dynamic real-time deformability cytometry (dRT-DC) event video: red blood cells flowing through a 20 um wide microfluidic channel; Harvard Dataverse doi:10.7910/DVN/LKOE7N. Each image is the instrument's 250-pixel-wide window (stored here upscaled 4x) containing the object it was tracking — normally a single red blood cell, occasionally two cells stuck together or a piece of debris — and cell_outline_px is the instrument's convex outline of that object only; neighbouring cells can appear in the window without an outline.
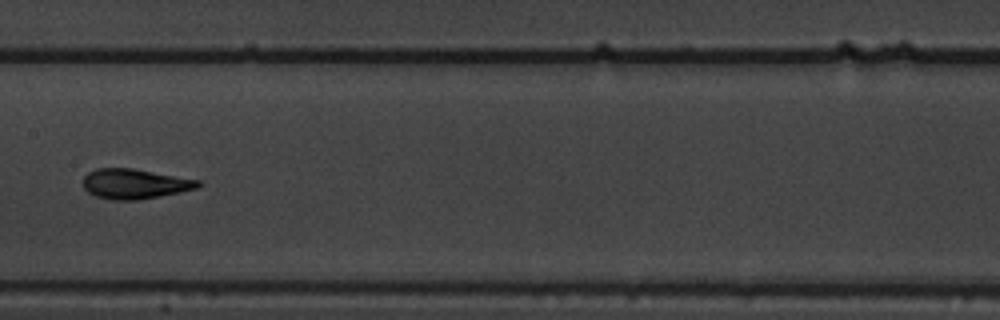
{"species": "common noctule bat (a hibernating species)", "species_latin": "Nyctalus noctula", "temperature_condition": "warm", "stored_images_in_passage": 10, "camera_frame_rate_fps": 3000, "um_per_image_px": 0.085, "animal": {"sex": "male", "body_mass_g": 19.5, "forearm_length_mm": 54.6}, "frame": {"image": 1, "passage_image": 9, "time_ms": 2.667, "image_size_px": [1000, 320], "cell_outline_px": [[204, 184], [196, 188], [180, 192], [140, 200], [112, 200], [96, 196], [88, 192], [84, 188], [84, 176], [88, 172], [96, 168], [132, 168], [200, 180]], "centroid_in_image_um": [11.46, 15.63], "position_along_channel_um": 195.9, "area_um2": 20.11}}
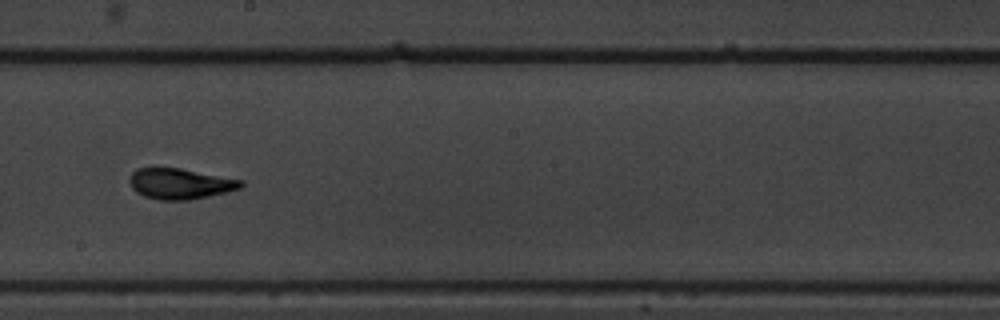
{"frame": {"image": 2, "passage_image": 10, "time_ms": 3.0, "image_size_px": [1000, 320], "cell_outline_px": [[244, 184], [240, 188], [208, 196], [188, 200], [160, 200], [144, 196], [136, 192], [132, 188], [128, 180], [132, 172], [136, 168], [180, 168], [244, 180]], "centroid_in_image_um": [15.29, 15.61], "position_along_channel_um": 232.9, "area_um2": 19.88}}